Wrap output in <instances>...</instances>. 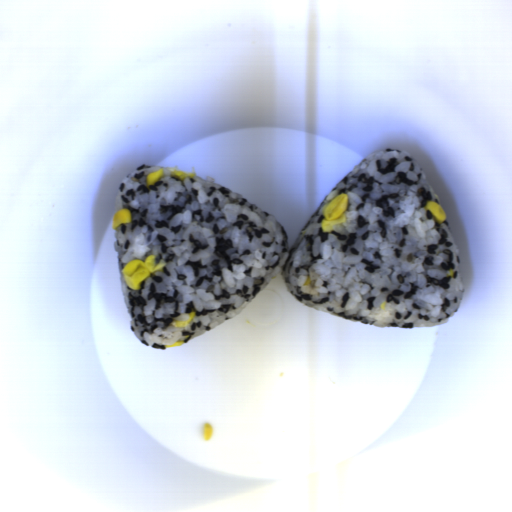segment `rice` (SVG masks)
Returning a JSON list of instances; mask_svg holds the SVG:
<instances>
[{"mask_svg": "<svg viewBox=\"0 0 512 512\" xmlns=\"http://www.w3.org/2000/svg\"><path fill=\"white\" fill-rule=\"evenodd\" d=\"M163 169L147 187L145 178ZM182 169L143 164L115 193L114 246L131 332L154 349L190 342L240 315L275 277L303 306L379 328H433L447 323L465 295L459 251L424 167L409 153L367 154L326 195L289 247L279 220L212 176L172 178ZM340 193L346 221L322 233V210ZM156 255L165 263L127 287L121 269ZM308 276L312 282L303 284ZM191 323L175 328L173 320Z\"/></svg>", "mask_w": 512, "mask_h": 512, "instance_id": "obj_1", "label": "rice"}]
</instances>
